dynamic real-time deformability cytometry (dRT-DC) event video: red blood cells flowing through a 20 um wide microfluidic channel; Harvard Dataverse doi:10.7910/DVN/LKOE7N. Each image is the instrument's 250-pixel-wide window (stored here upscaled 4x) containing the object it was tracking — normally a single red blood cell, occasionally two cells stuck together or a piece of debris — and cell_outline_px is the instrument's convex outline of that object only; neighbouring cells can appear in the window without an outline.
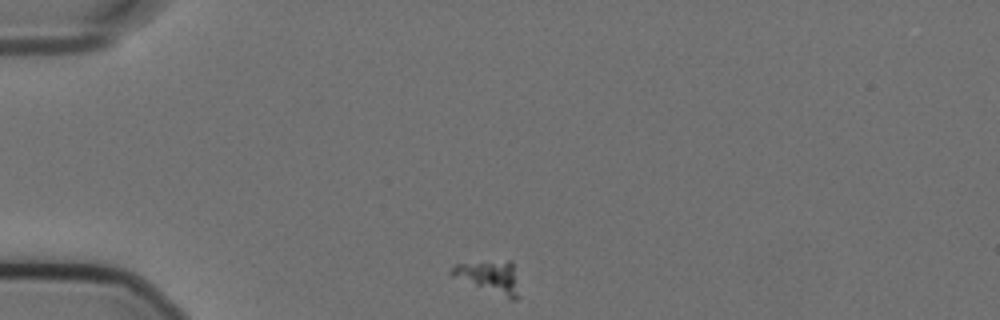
{"species": "Egyptian fruit bat (a non-hibernating species)", "species_latin": "Rousettus aegyptiacus", "temperature_condition": "cold", "stored_images_in_passage": 45, "camera_frame_rate_fps": 3000, "um_per_image_px": 0.085, "animal": {"sex": "female"}, "frame": {"image": 1, "passage_image": 1, "time_ms": 0.0, "image_size_px": [1000, 320], "cell_outline_px": [[520, 296], [516, 300], [512, 300], [452, 276], [448, 272], [456, 264], [508, 260], [512, 260]], "centroid_in_image_um": [41.64, 23.53], "position_along_channel_um": 43.4, "area_um2": 12.54}}
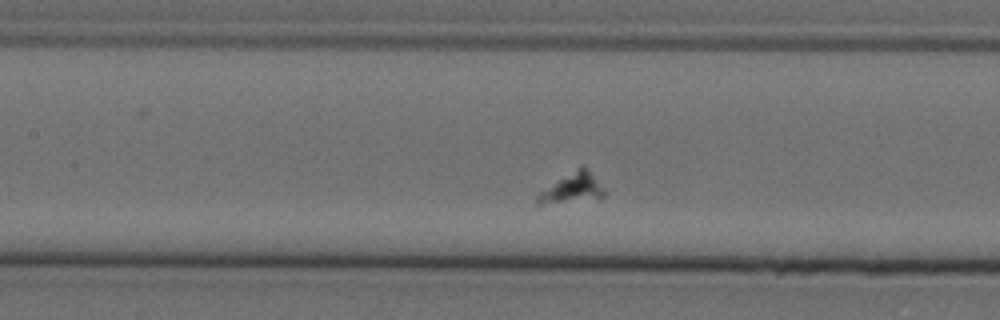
{"frame": {"image": 2, "passage_image": 14, "time_ms": 4.333, "image_size_px": [1000, 320], "cell_outline_px": [[604, 196], [540, 204], [536, 204], [536, 196], [540, 192], [584, 164], [604, 188]], "centroid_in_image_um": [48.65, 15.96], "position_along_channel_um": 158.8, "area_um2": 10.75}}
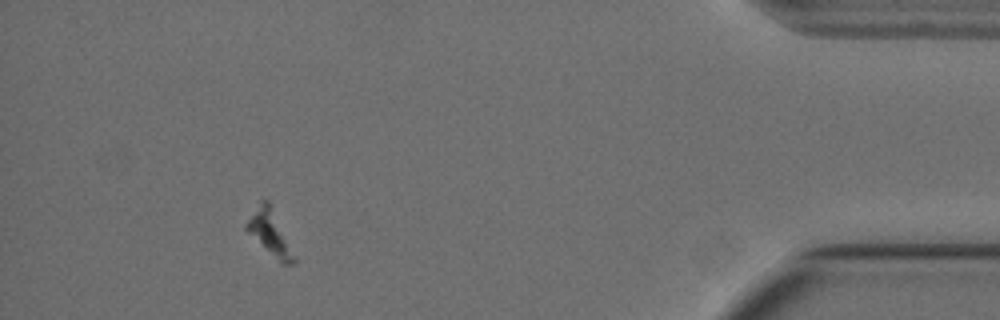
{"frame": {"image": 3, "passage_image": 41, "time_ms": 13.333, "image_size_px": [1000, 320], "cell_outline_px": [[296, 264], [280, 264], [244, 228], [244, 224], [260, 200], [268, 200], [272, 204], [296, 256]], "centroid_in_image_um": [22.97, 19.79], "position_along_channel_um": 412.2, "area_um2": 12.72}}